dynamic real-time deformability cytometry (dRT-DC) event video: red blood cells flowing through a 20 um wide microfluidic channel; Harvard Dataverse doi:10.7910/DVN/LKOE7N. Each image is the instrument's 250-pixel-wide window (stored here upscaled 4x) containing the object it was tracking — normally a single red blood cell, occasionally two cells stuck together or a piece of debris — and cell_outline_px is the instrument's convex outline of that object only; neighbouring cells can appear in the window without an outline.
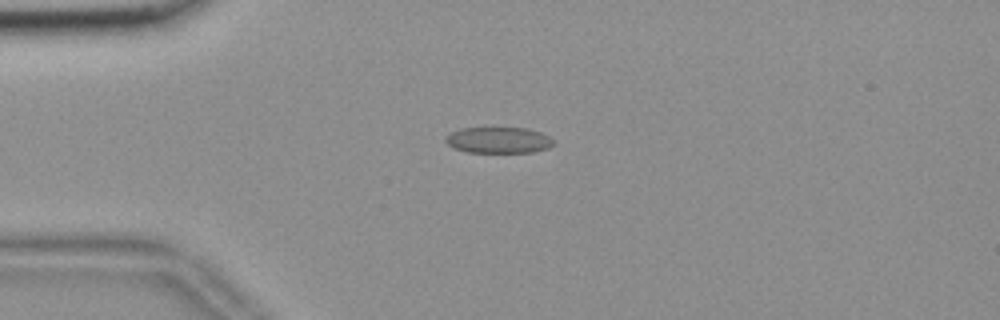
{"species": "common noctule bat (a hibernating species)", "species_latin": "Nyctalus noctula", "temperature_condition": "room temperature", "stored_images_in_passage": 52, "camera_frame_rate_fps": 3000, "um_per_image_px": 0.085, "animal": {"sex": "female", "body_mass_g": 18.4}, "frame": {"image": 1, "passage_image": 10, "time_ms": 3.0, "image_size_px": [1000, 320], "cell_outline_px": [[556, 144], [548, 148], [532, 152], [468, 152], [452, 148], [444, 140], [452, 132], [460, 128], [524, 128], [540, 132], [556, 140]], "centroid_in_image_um": [42.41, 11.91], "position_along_channel_um": 42.6, "area_um2": 16.42}}
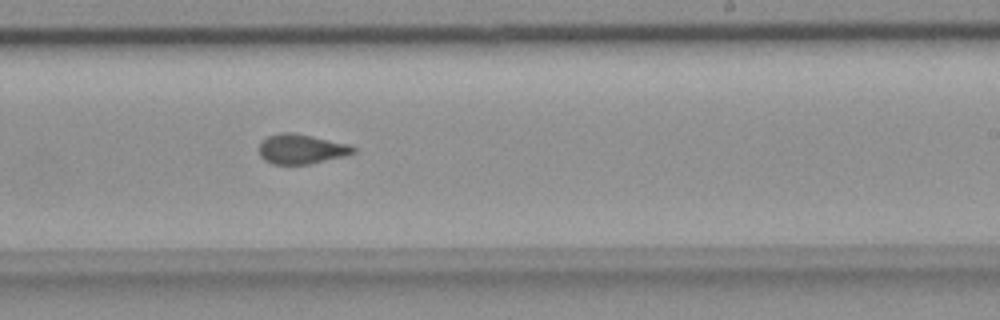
{"frame": {"image": 2, "passage_image": 30, "time_ms": 9.667, "image_size_px": [1000, 320], "cell_outline_px": [[356, 152], [344, 156], [308, 164], [272, 164], [264, 160], [260, 156], [260, 140], [268, 136], [280, 132], [292, 132], [312, 136], [348, 144], [356, 148]], "centroid_in_image_um": [25.58, 12.66], "position_along_channel_um": 263.4, "area_um2": 16.3}}
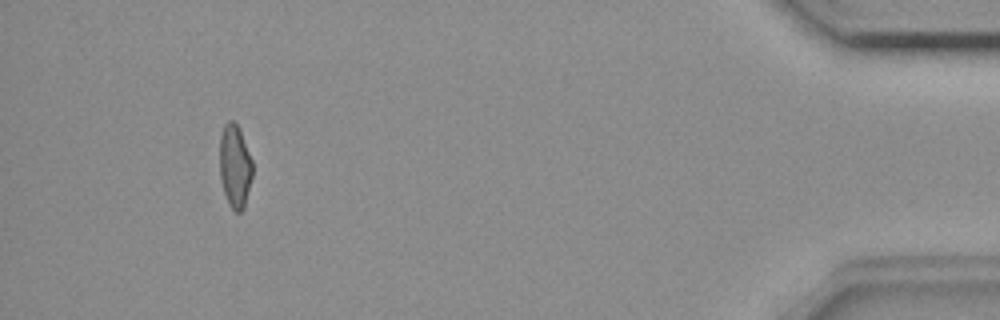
{"frame": {"image": 3, "passage_image": 48, "time_ms": 15.667, "image_size_px": [1000, 320], "cell_outline_px": [[252, 176], [244, 208], [240, 212], [236, 212], [228, 204], [224, 192], [220, 176], [220, 136], [224, 124], [228, 120], [232, 120], [236, 124], [240, 132], [252, 160]], "centroid_in_image_um": [19.96, 14.14], "position_along_channel_um": 415.2, "area_um2": 15.72}, "authors_computed_cell_mechanics": {"area_um2": 16.5308, "velocity_mm_per_s": 3.6461, "shape_relaxation_time_tau1_ms": null, "shape_relaxation_time_tau2_ms": 1.8447, "deformation_change_tau1": null, "deformation_change_tau2": 0.0703}}